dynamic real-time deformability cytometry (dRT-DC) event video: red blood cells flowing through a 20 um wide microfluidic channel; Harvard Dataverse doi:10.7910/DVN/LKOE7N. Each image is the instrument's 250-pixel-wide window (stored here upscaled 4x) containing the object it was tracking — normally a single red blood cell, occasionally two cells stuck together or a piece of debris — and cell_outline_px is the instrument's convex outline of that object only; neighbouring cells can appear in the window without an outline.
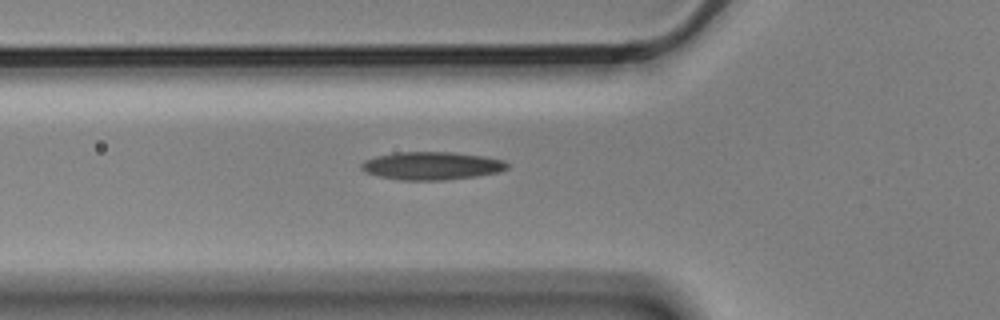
{"species": "Egyptian fruit bat (a non-hibernating species)", "species_latin": "Rousettus aegyptiacus", "temperature_condition": "cold", "stored_images_in_passage": 5, "camera_frame_rate_fps": 3000, "um_per_image_px": 0.085, "animal": {"sex": "male"}, "frame": {"image": 1, "passage_image": 5, "time_ms": 1.333, "image_size_px": [1000, 320], "cell_outline_px": [[508, 168], [500, 172], [476, 176], [444, 180], [400, 180], [380, 176], [368, 172], [360, 168], [360, 164], [364, 160], [376, 156], [396, 152], [452, 152], [484, 156], [504, 160], [508, 164]], "centroid_in_image_um": [36.71, 14.08], "position_along_channel_um": 89.1, "area_um2": 23.76}}